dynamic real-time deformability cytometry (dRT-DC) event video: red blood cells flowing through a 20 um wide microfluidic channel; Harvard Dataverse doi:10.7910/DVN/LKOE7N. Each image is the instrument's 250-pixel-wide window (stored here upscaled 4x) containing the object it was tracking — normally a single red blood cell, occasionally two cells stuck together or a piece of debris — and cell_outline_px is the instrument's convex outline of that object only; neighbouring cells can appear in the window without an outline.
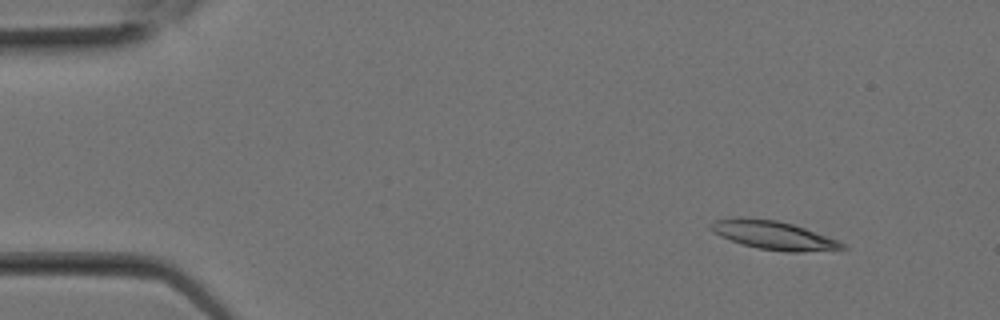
{"species": "Egyptian fruit bat (a non-hibernating species)", "species_latin": "Rousettus aegyptiacus", "temperature_condition": "room temperature", "stored_images_in_passage": 10, "camera_frame_rate_fps": 3000, "um_per_image_px": 0.085, "animal": {"sex": "female"}, "frame": {"image": 1, "passage_image": 2, "time_ms": 0.333, "image_size_px": [1000, 320], "cell_outline_px": [[848, 248], [800, 252], [788, 252], [760, 248], [744, 244], [720, 236], [712, 232], [708, 228], [708, 224], [716, 220], [740, 216], [776, 220], [792, 224], [804, 228], [836, 240], [844, 244]], "centroid_in_image_um": [65.67, 19.97], "position_along_channel_um": 19.3, "area_um2": 21.56}}
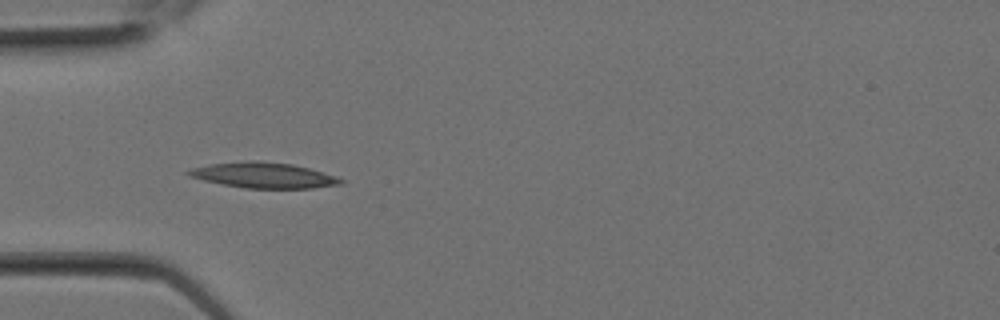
{"frame": {"image": 2, "passage_image": 7, "time_ms": 2.0, "image_size_px": [1000, 320], "cell_outline_px": [[344, 184], [312, 188], [244, 188], [204, 180], [188, 176], [184, 172], [192, 168], [212, 164], [252, 160], [256, 160], [292, 164], [308, 168], [336, 176], [344, 180]], "centroid_in_image_um": [22.43, 14.9], "position_along_channel_um": 62.6, "area_um2": 22.48}}
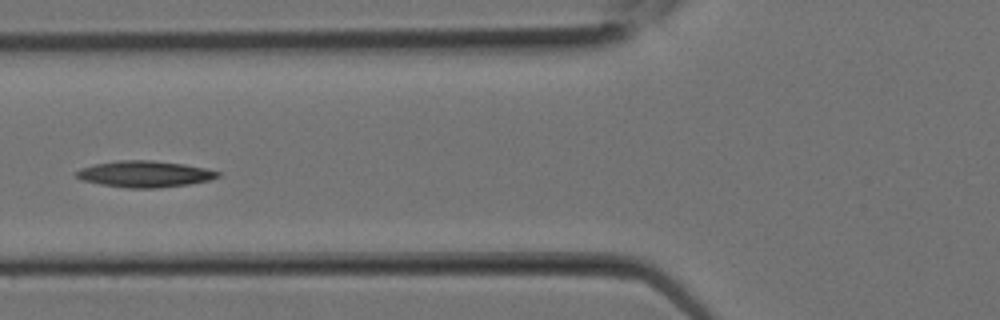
{"frame": {"image": 3, "passage_image": 9, "time_ms": 2.667, "image_size_px": [1000, 320], "cell_outline_px": [[224, 172], [220, 176], [208, 180], [188, 184], [160, 188], [124, 188], [100, 184], [84, 180], [76, 176], [76, 172], [80, 168], [96, 164], [116, 160], [152, 160], [184, 164]], "centroid_in_image_um": [12.33, 14.79], "position_along_channel_um": 113.5, "area_um2": 21.73}}